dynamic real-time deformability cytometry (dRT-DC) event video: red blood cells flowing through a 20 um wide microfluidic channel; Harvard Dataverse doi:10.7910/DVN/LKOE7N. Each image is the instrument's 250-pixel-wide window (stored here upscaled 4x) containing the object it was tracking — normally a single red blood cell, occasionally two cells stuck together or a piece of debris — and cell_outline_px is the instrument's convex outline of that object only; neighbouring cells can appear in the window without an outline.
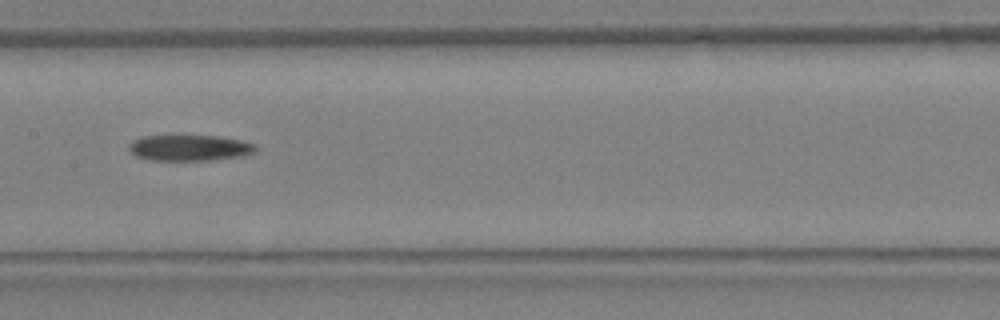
{"species": "Egyptian fruit bat (a non-hibernating species)", "species_latin": "Rousettus aegyptiacus", "temperature_condition": "warm", "stored_images_in_passage": 26, "camera_frame_rate_fps": 3000, "um_per_image_px": 0.085, "animal": {"sex": "female"}, "frame": {"image": 1, "passage_image": 12, "time_ms": 3.667, "image_size_px": [1000, 320], "cell_outline_px": [[256, 148], [252, 152], [244, 156], [212, 160], [148, 160], [136, 156], [128, 148], [128, 144], [132, 140], [144, 136], [180, 132], [216, 136], [240, 140], [256, 144]], "centroid_in_image_um": [16.05, 12.51], "position_along_channel_um": 191.4, "area_um2": 20.11}}
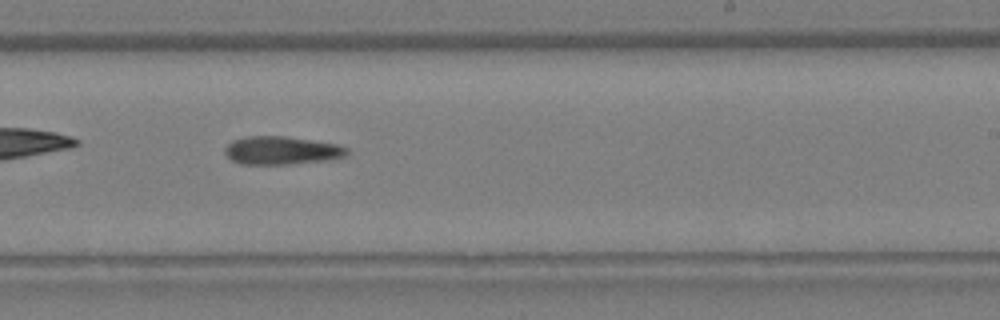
{"frame": {"image": 2, "passage_image": 15, "time_ms": 4.667, "image_size_px": [1000, 320], "cell_outline_px": [[348, 152], [344, 156], [332, 160], [288, 164], [240, 164], [232, 160], [224, 152], [224, 148], [232, 140], [244, 136], [284, 136], [340, 144], [348, 148]], "centroid_in_image_um": [23.95, 12.78], "position_along_channel_um": 265.1, "area_um2": 20.23}}
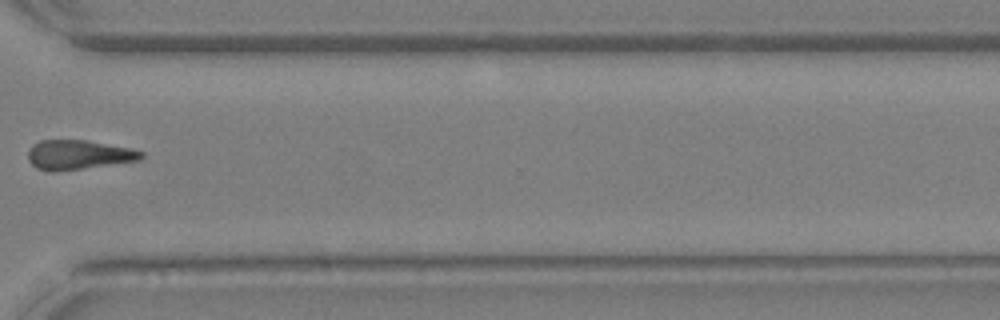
{"frame": {"image": 3, "passage_image": 19, "time_ms": 6.0, "image_size_px": [1000, 320], "cell_outline_px": [[144, 156], [140, 160], [56, 172], [48, 172], [36, 168], [28, 160], [28, 152], [32, 144], [40, 140], [84, 140], [128, 148], [144, 152]], "centroid_in_image_um": [6.61, 13.17], "position_along_channel_um": 364.0, "area_um2": 19.36}}